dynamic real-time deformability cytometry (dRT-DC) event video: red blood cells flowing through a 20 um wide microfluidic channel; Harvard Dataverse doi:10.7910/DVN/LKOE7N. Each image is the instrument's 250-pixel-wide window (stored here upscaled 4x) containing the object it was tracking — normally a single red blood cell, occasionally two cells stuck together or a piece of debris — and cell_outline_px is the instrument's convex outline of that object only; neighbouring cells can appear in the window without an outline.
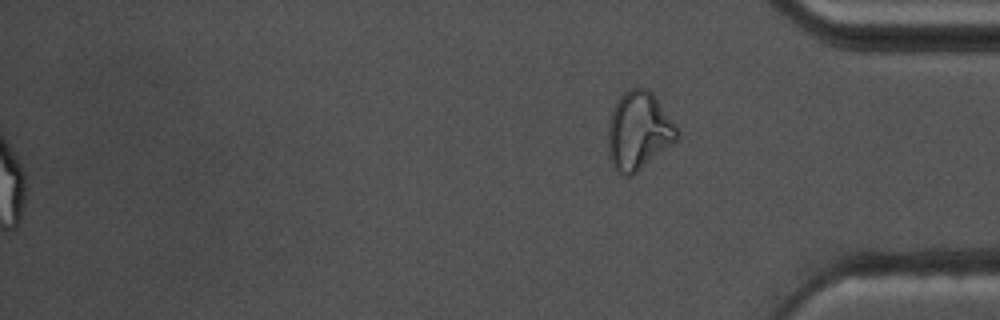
{"species": "common noctule bat (a hibernating species)", "species_latin": "Nyctalus noctula", "temperature_condition": "warm", "stored_images_in_passage": 47, "segment_of_instrument_passage": [2, 2], "camera_frame_rate_fps": 3000, "um_per_image_px": 0.085, "animal": {"sex": "male", "body_mass_g": 17.5, "forearm_length_mm": 52.3}, "frame": {"image": 1, "passage_image": 47, "time_ms": 15.333, "image_size_px": [1000, 320], "cell_outline_px": [[680, 136], [676, 140], [632, 176], [624, 176], [616, 172], [608, 156], [608, 120], [620, 96], [624, 92], [632, 88], [648, 88], [656, 96], [680, 132]], "centroid_in_image_um": [54.27, 11.13], "position_along_channel_um": 380.9, "area_um2": 31.39}}